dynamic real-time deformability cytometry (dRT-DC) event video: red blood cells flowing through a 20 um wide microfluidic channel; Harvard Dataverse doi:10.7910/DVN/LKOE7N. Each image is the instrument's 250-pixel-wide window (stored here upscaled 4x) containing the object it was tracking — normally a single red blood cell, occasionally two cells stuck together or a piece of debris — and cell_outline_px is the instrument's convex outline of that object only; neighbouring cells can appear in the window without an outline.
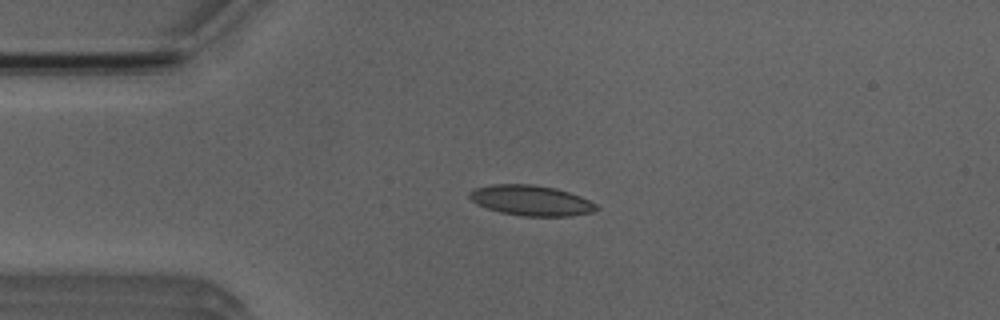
{"species": "Egyptian fruit bat (a non-hibernating species)", "species_latin": "Rousettus aegyptiacus", "temperature_condition": "room temperature", "stored_images_in_passage": 4, "camera_frame_rate_fps": 3000, "um_per_image_px": 0.085, "animal": {"sex": "male"}, "frame": {"image": 1, "passage_image": 3, "time_ms": 2.667, "image_size_px": [1000, 320], "cell_outline_px": [[600, 208], [592, 212], [572, 216], [524, 216], [500, 212], [476, 204], [468, 196], [468, 192], [476, 188], [492, 184], [532, 184], [556, 188], [580, 196], [596, 204]], "centroid_in_image_um": [45.14, 17.04], "position_along_channel_um": 39.9, "area_um2": 22.43}}